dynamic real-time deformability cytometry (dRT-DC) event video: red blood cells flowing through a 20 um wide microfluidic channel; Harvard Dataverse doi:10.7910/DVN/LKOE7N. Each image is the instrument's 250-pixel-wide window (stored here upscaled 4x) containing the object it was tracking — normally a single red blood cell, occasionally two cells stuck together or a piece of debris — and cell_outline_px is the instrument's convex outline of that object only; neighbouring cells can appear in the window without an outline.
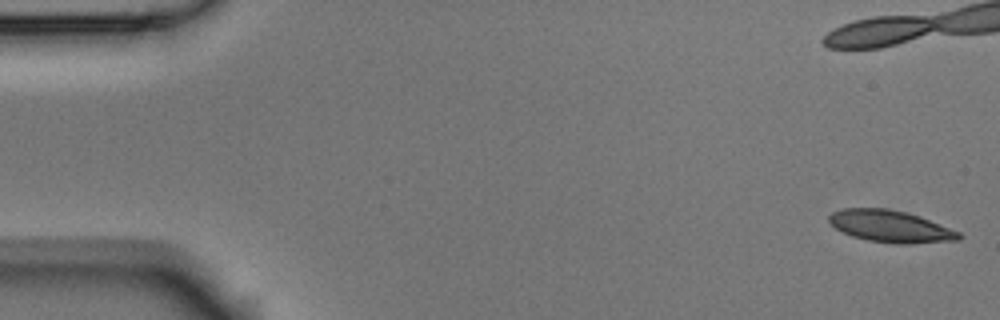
{"species": "Egyptian fruit bat (a non-hibernating species)", "species_latin": "Rousettus aegyptiacus", "temperature_condition": "room temperature", "stored_images_in_passage": 6, "camera_frame_rate_fps": 3000, "um_per_image_px": 0.085, "animal": {"sex": "male"}, "frame": {"image": 1, "passage_image": 1, "time_ms": 0.0, "image_size_px": [1000, 320], "cell_outline_px": [[964, 236], [960, 240], [912, 244], [896, 244], [868, 240], [852, 236], [836, 228], [828, 220], [828, 216], [832, 212], [840, 208], [884, 208], [904, 212], [920, 216], [960, 232]], "centroid_in_image_um": [75.72, 19.24], "position_along_channel_um": 9.3, "area_um2": 24.22}}